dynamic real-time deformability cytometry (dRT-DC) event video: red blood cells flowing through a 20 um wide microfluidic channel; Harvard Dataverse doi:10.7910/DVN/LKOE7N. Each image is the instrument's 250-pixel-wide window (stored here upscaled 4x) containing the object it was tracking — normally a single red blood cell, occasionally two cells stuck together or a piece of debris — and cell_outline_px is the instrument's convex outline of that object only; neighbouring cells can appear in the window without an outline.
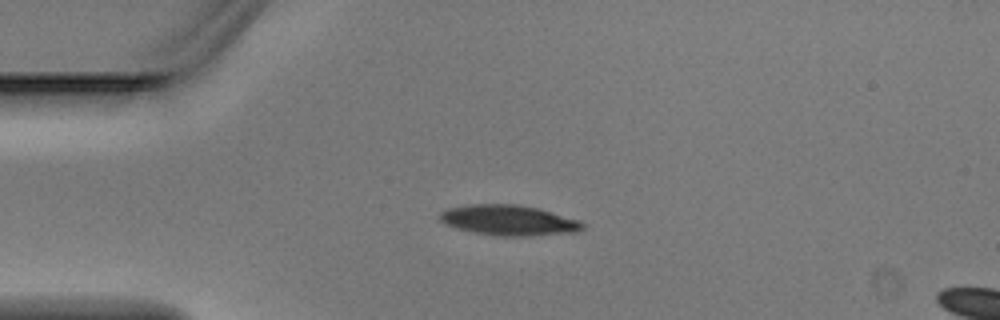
{"species": "Egyptian fruit bat (a non-hibernating species)", "species_latin": "Rousettus aegyptiacus", "temperature_condition": "warm", "stored_images_in_passage": 3, "camera_frame_rate_fps": 3000, "um_per_image_px": 0.085, "animal": {"sex": "male"}, "frame": {"image": 1, "passage_image": 1, "time_ms": 0.0, "image_size_px": [1000, 320], "cell_outline_px": [[584, 228], [580, 232], [528, 236], [500, 236], [476, 232], [456, 228], [444, 224], [440, 220], [440, 212], [448, 208], [468, 204], [516, 204], [540, 208], [580, 220], [584, 224]], "centroid_in_image_um": [43.28, 18.72], "position_along_channel_um": 41.7, "area_um2": 25.49}}
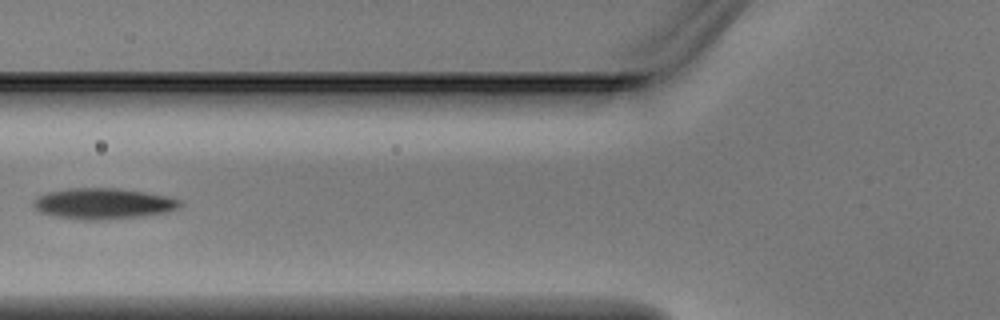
{"frame": {"image": 2, "passage_image": 3, "time_ms": 0.667, "image_size_px": [1000, 320], "cell_outline_px": [[184, 204], [180, 208], [168, 212], [144, 216], [100, 220], [84, 220], [56, 216], [40, 212], [32, 204], [32, 200], [36, 196], [48, 192], [68, 188], [116, 188], [172, 196], [180, 200]], "centroid_in_image_um": [8.82, 17.3], "position_along_channel_um": 117.0, "area_um2": 26.7}}